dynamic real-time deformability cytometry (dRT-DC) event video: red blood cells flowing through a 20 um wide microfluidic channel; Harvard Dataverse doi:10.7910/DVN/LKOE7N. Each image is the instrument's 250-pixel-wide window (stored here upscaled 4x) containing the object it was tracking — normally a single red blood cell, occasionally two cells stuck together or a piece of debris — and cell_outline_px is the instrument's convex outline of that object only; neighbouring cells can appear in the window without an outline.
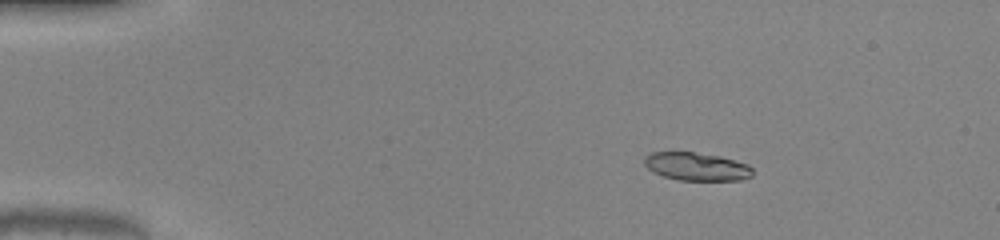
{"species": "common noctule bat (a hibernating species)", "species_latin": "Nyctalus noctula", "temperature_condition": "warm", "stored_images_in_passage": 46, "camera_frame_rate_fps": 3000, "um_per_image_px": 0.085, "animal": {"sex": "male", "body_mass_g": 20.0, "forearm_length_mm": 53.3}, "frame": {"image": 1, "passage_image": 3, "time_ms": 0.667, "image_size_px": [1000, 240], "cell_outline_px": [[752, 176], [740, 180], [680, 180], [664, 176], [652, 172], [644, 164], [644, 156], [652, 152], [692, 152], [720, 156], [748, 164], [752, 168]], "centroid_in_image_um": [59.19, 14.15], "position_along_channel_um": 25.8, "area_um2": 17.69}}
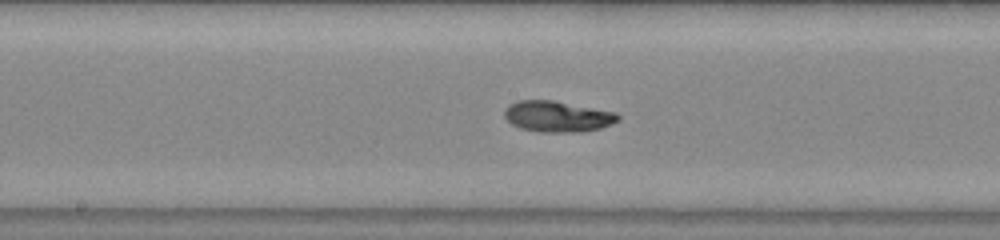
{"frame": {"image": 2, "passage_image": 22, "time_ms": 7.0, "image_size_px": [1000, 240], "cell_outline_px": [[620, 120], [612, 124], [600, 128], [580, 132], [540, 132], [520, 128], [512, 124], [504, 116], [504, 108], [508, 104], [516, 100], [552, 100], [616, 112], [620, 116]], "centroid_in_image_um": [47.37, 9.89], "position_along_channel_um": 200.8, "area_um2": 20.63}}
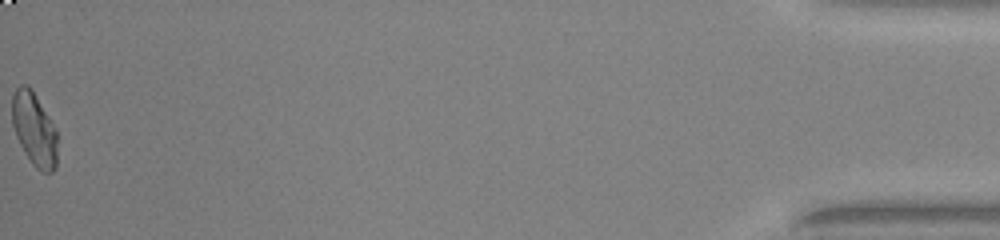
{"frame": {"image": 3, "passage_image": 46, "time_ms": 15.0, "image_size_px": [1000, 240], "cell_outline_px": [[56, 168], [52, 172], [40, 172], [32, 164], [24, 152], [16, 136], [12, 124], [12, 96], [16, 88], [20, 84], [28, 84], [32, 88], [56, 128]], "centroid_in_image_um": [2.9, 10.96], "position_along_channel_um": 432.3, "area_um2": 19.54}, "authors_computed_cell_mechanics": {"area_um2": 19.5075, "velocity_mm_per_s": 4.0866, "shape_relaxation_time_tau1_ms": 3.1123, "shape_relaxation_time_tau2_ms": 3.0732, "deformation_change_tau1": 0.1782, "deformation_change_tau2": 0.077}}